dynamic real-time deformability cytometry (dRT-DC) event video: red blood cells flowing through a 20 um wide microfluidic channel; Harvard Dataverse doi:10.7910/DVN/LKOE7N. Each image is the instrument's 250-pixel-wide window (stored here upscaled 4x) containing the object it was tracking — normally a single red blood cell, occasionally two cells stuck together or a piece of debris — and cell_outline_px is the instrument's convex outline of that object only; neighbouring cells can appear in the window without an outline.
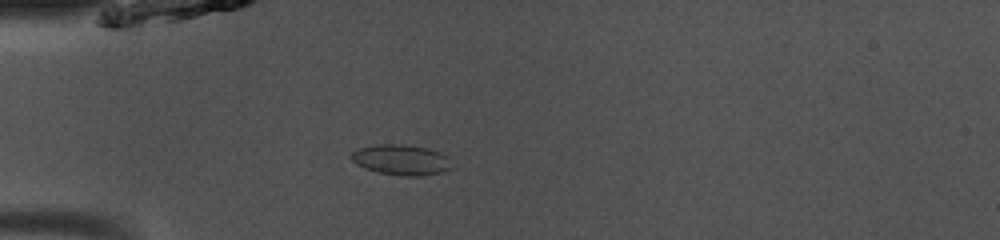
{"species": "common noctule bat (a hibernating species)", "species_latin": "Nyctalus noctula", "temperature_condition": "room temperature", "stored_images_in_passage": 38, "camera_frame_rate_fps": 3000, "um_per_image_px": 0.085, "animal": {"sex": "male", "body_mass_g": 13.0, "forearm_length_mm": 53.1}, "frame": {"image": 1, "passage_image": 3, "time_ms": 0.667, "image_size_px": [1000, 240], "cell_outline_px": [[452, 168], [440, 172], [420, 176], [400, 176], [376, 172], [364, 168], [356, 164], [348, 156], [352, 152], [360, 148], [376, 144], [400, 144], [428, 148], [440, 152], [448, 156]], "centroid_in_image_um": [34.08, 13.59], "position_along_channel_um": 50.9, "area_um2": 17.98}}
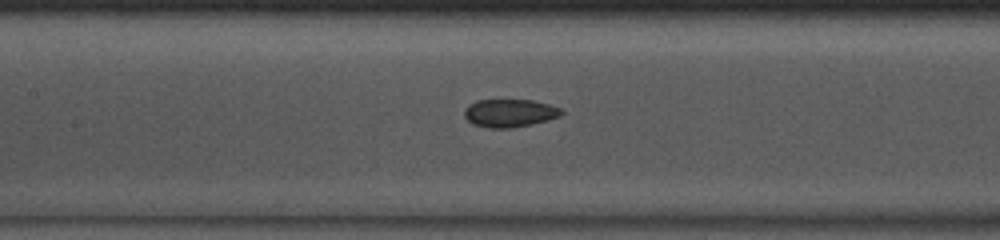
{"frame": {"image": 2, "passage_image": 12, "time_ms": 3.667, "image_size_px": [1000, 240], "cell_outline_px": [[564, 112], [560, 116], [548, 120], [532, 124], [512, 128], [488, 128], [472, 124], [464, 116], [464, 108], [468, 104], [476, 100], [532, 100], [548, 104], [560, 108]], "centroid_in_image_um": [43.29, 9.61], "position_along_channel_um": 164.1, "area_um2": 15.95}}
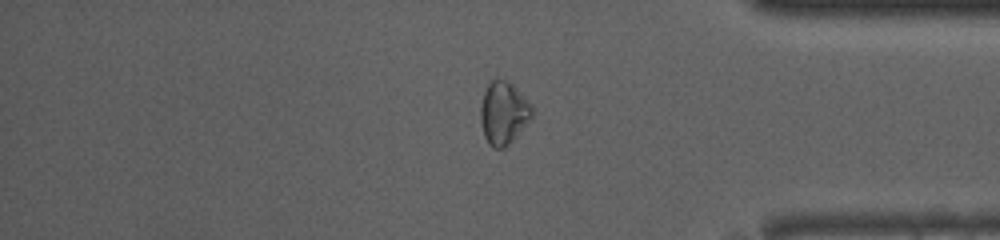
{"frame": {"image": 3, "passage_image": 30, "time_ms": 9.667, "image_size_px": [1000, 240], "cell_outline_px": [[532, 116], [516, 136], [504, 148], [492, 148], [488, 144], [484, 136], [480, 120], [480, 108], [484, 92], [488, 84], [492, 80], [508, 80], [516, 88], [532, 108]], "centroid_in_image_um": [42.76, 9.62], "position_along_channel_um": 392.4, "area_um2": 18.44}, "authors_computed_cell_mechanics": {"area_um2": 16.7331, "velocity_mm_per_s": 4.0776, "shape_relaxation_time_tau1_ms": null, "shape_relaxation_time_tau2_ms": 2.4602, "deformation_change_tau1": null, "deformation_change_tau2": 0.0658}}